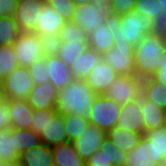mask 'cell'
<instances>
[{"mask_svg": "<svg viewBox=\"0 0 166 166\" xmlns=\"http://www.w3.org/2000/svg\"><path fill=\"white\" fill-rule=\"evenodd\" d=\"M96 94L84 79H73L65 88L58 90L56 110L61 114H76L88 118Z\"/></svg>", "mask_w": 166, "mask_h": 166, "instance_id": "obj_1", "label": "cell"}, {"mask_svg": "<svg viewBox=\"0 0 166 166\" xmlns=\"http://www.w3.org/2000/svg\"><path fill=\"white\" fill-rule=\"evenodd\" d=\"M165 49V39L161 31L146 34L134 47L135 75L142 79L151 77L158 70L160 56Z\"/></svg>", "mask_w": 166, "mask_h": 166, "instance_id": "obj_2", "label": "cell"}, {"mask_svg": "<svg viewBox=\"0 0 166 166\" xmlns=\"http://www.w3.org/2000/svg\"><path fill=\"white\" fill-rule=\"evenodd\" d=\"M158 30V23L153 19L141 16L133 10L112 19L114 41L129 42L136 46L146 35Z\"/></svg>", "mask_w": 166, "mask_h": 166, "instance_id": "obj_3", "label": "cell"}, {"mask_svg": "<svg viewBox=\"0 0 166 166\" xmlns=\"http://www.w3.org/2000/svg\"><path fill=\"white\" fill-rule=\"evenodd\" d=\"M34 85L28 67L17 66L3 79L1 97L5 100H25Z\"/></svg>", "mask_w": 166, "mask_h": 166, "instance_id": "obj_4", "label": "cell"}, {"mask_svg": "<svg viewBox=\"0 0 166 166\" xmlns=\"http://www.w3.org/2000/svg\"><path fill=\"white\" fill-rule=\"evenodd\" d=\"M92 104L93 108L87 118L91 125L104 132L110 131L117 125L122 105L117 104L103 94L96 95Z\"/></svg>", "mask_w": 166, "mask_h": 166, "instance_id": "obj_5", "label": "cell"}, {"mask_svg": "<svg viewBox=\"0 0 166 166\" xmlns=\"http://www.w3.org/2000/svg\"><path fill=\"white\" fill-rule=\"evenodd\" d=\"M112 19L108 5L98 8L89 2L75 6L70 22L78 24L89 36L97 26H102Z\"/></svg>", "mask_w": 166, "mask_h": 166, "instance_id": "obj_6", "label": "cell"}, {"mask_svg": "<svg viewBox=\"0 0 166 166\" xmlns=\"http://www.w3.org/2000/svg\"><path fill=\"white\" fill-rule=\"evenodd\" d=\"M143 79L132 76H118L103 93L117 104L123 105L137 100L142 96Z\"/></svg>", "mask_w": 166, "mask_h": 166, "instance_id": "obj_7", "label": "cell"}, {"mask_svg": "<svg viewBox=\"0 0 166 166\" xmlns=\"http://www.w3.org/2000/svg\"><path fill=\"white\" fill-rule=\"evenodd\" d=\"M134 45L129 42L114 41L112 49L102 55V59L107 62L119 76L135 75L134 70Z\"/></svg>", "mask_w": 166, "mask_h": 166, "instance_id": "obj_8", "label": "cell"}, {"mask_svg": "<svg viewBox=\"0 0 166 166\" xmlns=\"http://www.w3.org/2000/svg\"><path fill=\"white\" fill-rule=\"evenodd\" d=\"M12 46L19 66L29 67L44 57L41 37L34 32H21Z\"/></svg>", "mask_w": 166, "mask_h": 166, "instance_id": "obj_9", "label": "cell"}, {"mask_svg": "<svg viewBox=\"0 0 166 166\" xmlns=\"http://www.w3.org/2000/svg\"><path fill=\"white\" fill-rule=\"evenodd\" d=\"M39 136L41 143L50 148L68 142L63 114L56 109L46 110V124Z\"/></svg>", "mask_w": 166, "mask_h": 166, "instance_id": "obj_10", "label": "cell"}, {"mask_svg": "<svg viewBox=\"0 0 166 166\" xmlns=\"http://www.w3.org/2000/svg\"><path fill=\"white\" fill-rule=\"evenodd\" d=\"M45 0H18L14 20L21 32H33L39 22V12Z\"/></svg>", "mask_w": 166, "mask_h": 166, "instance_id": "obj_11", "label": "cell"}, {"mask_svg": "<svg viewBox=\"0 0 166 166\" xmlns=\"http://www.w3.org/2000/svg\"><path fill=\"white\" fill-rule=\"evenodd\" d=\"M127 152L118 149L110 140L105 138L100 149L95 151L87 160L86 166H124Z\"/></svg>", "mask_w": 166, "mask_h": 166, "instance_id": "obj_12", "label": "cell"}, {"mask_svg": "<svg viewBox=\"0 0 166 166\" xmlns=\"http://www.w3.org/2000/svg\"><path fill=\"white\" fill-rule=\"evenodd\" d=\"M118 76L117 72L101 58L85 81L96 95H101Z\"/></svg>", "mask_w": 166, "mask_h": 166, "instance_id": "obj_13", "label": "cell"}, {"mask_svg": "<svg viewBox=\"0 0 166 166\" xmlns=\"http://www.w3.org/2000/svg\"><path fill=\"white\" fill-rule=\"evenodd\" d=\"M105 138L106 132L90 124L88 129L72 143L79 156L83 160H87L95 151L100 149Z\"/></svg>", "mask_w": 166, "mask_h": 166, "instance_id": "obj_14", "label": "cell"}, {"mask_svg": "<svg viewBox=\"0 0 166 166\" xmlns=\"http://www.w3.org/2000/svg\"><path fill=\"white\" fill-rule=\"evenodd\" d=\"M126 131H133L139 134H145V123L141 113L138 99L128 102L121 106L117 125Z\"/></svg>", "mask_w": 166, "mask_h": 166, "instance_id": "obj_15", "label": "cell"}, {"mask_svg": "<svg viewBox=\"0 0 166 166\" xmlns=\"http://www.w3.org/2000/svg\"><path fill=\"white\" fill-rule=\"evenodd\" d=\"M58 90L50 83L34 85L27 101L33 110L56 109Z\"/></svg>", "mask_w": 166, "mask_h": 166, "instance_id": "obj_16", "label": "cell"}, {"mask_svg": "<svg viewBox=\"0 0 166 166\" xmlns=\"http://www.w3.org/2000/svg\"><path fill=\"white\" fill-rule=\"evenodd\" d=\"M66 22L47 2H44L39 12V22L33 32L40 37L45 34L59 35Z\"/></svg>", "mask_w": 166, "mask_h": 166, "instance_id": "obj_17", "label": "cell"}, {"mask_svg": "<svg viewBox=\"0 0 166 166\" xmlns=\"http://www.w3.org/2000/svg\"><path fill=\"white\" fill-rule=\"evenodd\" d=\"M49 82L57 89L65 88L72 82L71 69L57 55L45 56Z\"/></svg>", "mask_w": 166, "mask_h": 166, "instance_id": "obj_18", "label": "cell"}, {"mask_svg": "<svg viewBox=\"0 0 166 166\" xmlns=\"http://www.w3.org/2000/svg\"><path fill=\"white\" fill-rule=\"evenodd\" d=\"M144 135L146 136L147 158L160 165L166 154V126L146 131Z\"/></svg>", "mask_w": 166, "mask_h": 166, "instance_id": "obj_19", "label": "cell"}, {"mask_svg": "<svg viewBox=\"0 0 166 166\" xmlns=\"http://www.w3.org/2000/svg\"><path fill=\"white\" fill-rule=\"evenodd\" d=\"M138 104L145 123V132L166 126V110L157 107L143 96L138 98Z\"/></svg>", "mask_w": 166, "mask_h": 166, "instance_id": "obj_20", "label": "cell"}, {"mask_svg": "<svg viewBox=\"0 0 166 166\" xmlns=\"http://www.w3.org/2000/svg\"><path fill=\"white\" fill-rule=\"evenodd\" d=\"M10 112V128L30 129L33 108L25 100H7Z\"/></svg>", "mask_w": 166, "mask_h": 166, "instance_id": "obj_21", "label": "cell"}, {"mask_svg": "<svg viewBox=\"0 0 166 166\" xmlns=\"http://www.w3.org/2000/svg\"><path fill=\"white\" fill-rule=\"evenodd\" d=\"M88 46L100 55L113 48L112 20L102 26H97L94 32L88 36Z\"/></svg>", "mask_w": 166, "mask_h": 166, "instance_id": "obj_22", "label": "cell"}, {"mask_svg": "<svg viewBox=\"0 0 166 166\" xmlns=\"http://www.w3.org/2000/svg\"><path fill=\"white\" fill-rule=\"evenodd\" d=\"M101 58L102 55L88 46L86 50L70 65L73 78L86 80Z\"/></svg>", "mask_w": 166, "mask_h": 166, "instance_id": "obj_23", "label": "cell"}, {"mask_svg": "<svg viewBox=\"0 0 166 166\" xmlns=\"http://www.w3.org/2000/svg\"><path fill=\"white\" fill-rule=\"evenodd\" d=\"M54 166H86L72 142H65L51 148Z\"/></svg>", "mask_w": 166, "mask_h": 166, "instance_id": "obj_24", "label": "cell"}, {"mask_svg": "<svg viewBox=\"0 0 166 166\" xmlns=\"http://www.w3.org/2000/svg\"><path fill=\"white\" fill-rule=\"evenodd\" d=\"M18 162L22 166H54L51 148L42 143L21 153Z\"/></svg>", "mask_w": 166, "mask_h": 166, "instance_id": "obj_25", "label": "cell"}, {"mask_svg": "<svg viewBox=\"0 0 166 166\" xmlns=\"http://www.w3.org/2000/svg\"><path fill=\"white\" fill-rule=\"evenodd\" d=\"M142 134L126 131L121 127L115 126L106 132V138L110 140L118 149L129 152L138 144Z\"/></svg>", "mask_w": 166, "mask_h": 166, "instance_id": "obj_26", "label": "cell"}, {"mask_svg": "<svg viewBox=\"0 0 166 166\" xmlns=\"http://www.w3.org/2000/svg\"><path fill=\"white\" fill-rule=\"evenodd\" d=\"M142 96L166 110V86L155 82L151 77L143 78Z\"/></svg>", "mask_w": 166, "mask_h": 166, "instance_id": "obj_27", "label": "cell"}, {"mask_svg": "<svg viewBox=\"0 0 166 166\" xmlns=\"http://www.w3.org/2000/svg\"><path fill=\"white\" fill-rule=\"evenodd\" d=\"M88 47V41L84 39H73L62 41L57 56L70 67V65L82 54Z\"/></svg>", "mask_w": 166, "mask_h": 166, "instance_id": "obj_28", "label": "cell"}, {"mask_svg": "<svg viewBox=\"0 0 166 166\" xmlns=\"http://www.w3.org/2000/svg\"><path fill=\"white\" fill-rule=\"evenodd\" d=\"M13 143L18 155L41 144L39 134L30 129L13 128Z\"/></svg>", "mask_w": 166, "mask_h": 166, "instance_id": "obj_29", "label": "cell"}, {"mask_svg": "<svg viewBox=\"0 0 166 166\" xmlns=\"http://www.w3.org/2000/svg\"><path fill=\"white\" fill-rule=\"evenodd\" d=\"M63 117L64 128L69 142H73L77 137H80L90 125L89 120L80 115L64 114Z\"/></svg>", "mask_w": 166, "mask_h": 166, "instance_id": "obj_30", "label": "cell"}, {"mask_svg": "<svg viewBox=\"0 0 166 166\" xmlns=\"http://www.w3.org/2000/svg\"><path fill=\"white\" fill-rule=\"evenodd\" d=\"M21 31L13 16L0 17V46H12Z\"/></svg>", "mask_w": 166, "mask_h": 166, "instance_id": "obj_31", "label": "cell"}, {"mask_svg": "<svg viewBox=\"0 0 166 166\" xmlns=\"http://www.w3.org/2000/svg\"><path fill=\"white\" fill-rule=\"evenodd\" d=\"M0 160L18 162L19 155L15 151L13 143V128L0 131Z\"/></svg>", "mask_w": 166, "mask_h": 166, "instance_id": "obj_32", "label": "cell"}, {"mask_svg": "<svg viewBox=\"0 0 166 166\" xmlns=\"http://www.w3.org/2000/svg\"><path fill=\"white\" fill-rule=\"evenodd\" d=\"M157 165L147 158L146 153V136L142 135L138 144L131 151L127 152L124 166H142Z\"/></svg>", "mask_w": 166, "mask_h": 166, "instance_id": "obj_33", "label": "cell"}, {"mask_svg": "<svg viewBox=\"0 0 166 166\" xmlns=\"http://www.w3.org/2000/svg\"><path fill=\"white\" fill-rule=\"evenodd\" d=\"M17 66H19V64L13 46H0V76L4 79Z\"/></svg>", "mask_w": 166, "mask_h": 166, "instance_id": "obj_34", "label": "cell"}, {"mask_svg": "<svg viewBox=\"0 0 166 166\" xmlns=\"http://www.w3.org/2000/svg\"><path fill=\"white\" fill-rule=\"evenodd\" d=\"M160 8L158 0H136L134 6V10L141 16L149 17L157 23L160 22L163 15Z\"/></svg>", "mask_w": 166, "mask_h": 166, "instance_id": "obj_35", "label": "cell"}, {"mask_svg": "<svg viewBox=\"0 0 166 166\" xmlns=\"http://www.w3.org/2000/svg\"><path fill=\"white\" fill-rule=\"evenodd\" d=\"M28 69L35 85L49 82V73L47 71L48 68L45 56L39 60H36L28 67Z\"/></svg>", "mask_w": 166, "mask_h": 166, "instance_id": "obj_36", "label": "cell"}, {"mask_svg": "<svg viewBox=\"0 0 166 166\" xmlns=\"http://www.w3.org/2000/svg\"><path fill=\"white\" fill-rule=\"evenodd\" d=\"M61 41L84 39L88 41V34L76 23L66 22L59 32Z\"/></svg>", "mask_w": 166, "mask_h": 166, "instance_id": "obj_37", "label": "cell"}, {"mask_svg": "<svg viewBox=\"0 0 166 166\" xmlns=\"http://www.w3.org/2000/svg\"><path fill=\"white\" fill-rule=\"evenodd\" d=\"M45 2H47L67 22L71 20L76 6L72 0H45Z\"/></svg>", "mask_w": 166, "mask_h": 166, "instance_id": "obj_38", "label": "cell"}, {"mask_svg": "<svg viewBox=\"0 0 166 166\" xmlns=\"http://www.w3.org/2000/svg\"><path fill=\"white\" fill-rule=\"evenodd\" d=\"M62 44L59 35L45 34L41 36V47L44 56L57 55Z\"/></svg>", "mask_w": 166, "mask_h": 166, "instance_id": "obj_39", "label": "cell"}, {"mask_svg": "<svg viewBox=\"0 0 166 166\" xmlns=\"http://www.w3.org/2000/svg\"><path fill=\"white\" fill-rule=\"evenodd\" d=\"M136 0H112L110 4L111 16L117 17L134 10Z\"/></svg>", "mask_w": 166, "mask_h": 166, "instance_id": "obj_40", "label": "cell"}, {"mask_svg": "<svg viewBox=\"0 0 166 166\" xmlns=\"http://www.w3.org/2000/svg\"><path fill=\"white\" fill-rule=\"evenodd\" d=\"M46 124V110H33L30 130L36 134H40Z\"/></svg>", "mask_w": 166, "mask_h": 166, "instance_id": "obj_41", "label": "cell"}, {"mask_svg": "<svg viewBox=\"0 0 166 166\" xmlns=\"http://www.w3.org/2000/svg\"><path fill=\"white\" fill-rule=\"evenodd\" d=\"M160 64L158 65V70L151 76V78L160 83L163 86H166V49L161 54Z\"/></svg>", "mask_w": 166, "mask_h": 166, "instance_id": "obj_42", "label": "cell"}, {"mask_svg": "<svg viewBox=\"0 0 166 166\" xmlns=\"http://www.w3.org/2000/svg\"><path fill=\"white\" fill-rule=\"evenodd\" d=\"M10 128V112L7 100L0 99V131Z\"/></svg>", "mask_w": 166, "mask_h": 166, "instance_id": "obj_43", "label": "cell"}, {"mask_svg": "<svg viewBox=\"0 0 166 166\" xmlns=\"http://www.w3.org/2000/svg\"><path fill=\"white\" fill-rule=\"evenodd\" d=\"M18 0H0V17L13 16Z\"/></svg>", "mask_w": 166, "mask_h": 166, "instance_id": "obj_44", "label": "cell"}, {"mask_svg": "<svg viewBox=\"0 0 166 166\" xmlns=\"http://www.w3.org/2000/svg\"><path fill=\"white\" fill-rule=\"evenodd\" d=\"M158 30L161 31L162 34H166V16H162L158 23Z\"/></svg>", "mask_w": 166, "mask_h": 166, "instance_id": "obj_45", "label": "cell"}, {"mask_svg": "<svg viewBox=\"0 0 166 166\" xmlns=\"http://www.w3.org/2000/svg\"><path fill=\"white\" fill-rule=\"evenodd\" d=\"M112 0H91V3L96 5L98 8L102 7V5H108L110 7Z\"/></svg>", "mask_w": 166, "mask_h": 166, "instance_id": "obj_46", "label": "cell"}, {"mask_svg": "<svg viewBox=\"0 0 166 166\" xmlns=\"http://www.w3.org/2000/svg\"><path fill=\"white\" fill-rule=\"evenodd\" d=\"M158 3L160 5V7H161L160 9L163 13L162 16H166V0H158Z\"/></svg>", "mask_w": 166, "mask_h": 166, "instance_id": "obj_47", "label": "cell"}, {"mask_svg": "<svg viewBox=\"0 0 166 166\" xmlns=\"http://www.w3.org/2000/svg\"><path fill=\"white\" fill-rule=\"evenodd\" d=\"M74 2L75 5H81L84 3H89L91 2V0H72Z\"/></svg>", "mask_w": 166, "mask_h": 166, "instance_id": "obj_48", "label": "cell"}, {"mask_svg": "<svg viewBox=\"0 0 166 166\" xmlns=\"http://www.w3.org/2000/svg\"><path fill=\"white\" fill-rule=\"evenodd\" d=\"M0 166H12V162L0 160Z\"/></svg>", "mask_w": 166, "mask_h": 166, "instance_id": "obj_49", "label": "cell"}, {"mask_svg": "<svg viewBox=\"0 0 166 166\" xmlns=\"http://www.w3.org/2000/svg\"><path fill=\"white\" fill-rule=\"evenodd\" d=\"M161 165H162V166H166V154H165L164 157H163V160H162Z\"/></svg>", "mask_w": 166, "mask_h": 166, "instance_id": "obj_50", "label": "cell"}, {"mask_svg": "<svg viewBox=\"0 0 166 166\" xmlns=\"http://www.w3.org/2000/svg\"><path fill=\"white\" fill-rule=\"evenodd\" d=\"M12 166H22L19 162H12Z\"/></svg>", "mask_w": 166, "mask_h": 166, "instance_id": "obj_51", "label": "cell"}, {"mask_svg": "<svg viewBox=\"0 0 166 166\" xmlns=\"http://www.w3.org/2000/svg\"><path fill=\"white\" fill-rule=\"evenodd\" d=\"M2 83H3V78L0 76V91H1V88H2Z\"/></svg>", "mask_w": 166, "mask_h": 166, "instance_id": "obj_52", "label": "cell"}, {"mask_svg": "<svg viewBox=\"0 0 166 166\" xmlns=\"http://www.w3.org/2000/svg\"><path fill=\"white\" fill-rule=\"evenodd\" d=\"M164 35V39H165V48H166V34H163Z\"/></svg>", "mask_w": 166, "mask_h": 166, "instance_id": "obj_53", "label": "cell"}, {"mask_svg": "<svg viewBox=\"0 0 166 166\" xmlns=\"http://www.w3.org/2000/svg\"><path fill=\"white\" fill-rule=\"evenodd\" d=\"M142 166H161V164L160 165H142Z\"/></svg>", "mask_w": 166, "mask_h": 166, "instance_id": "obj_54", "label": "cell"}]
</instances>
